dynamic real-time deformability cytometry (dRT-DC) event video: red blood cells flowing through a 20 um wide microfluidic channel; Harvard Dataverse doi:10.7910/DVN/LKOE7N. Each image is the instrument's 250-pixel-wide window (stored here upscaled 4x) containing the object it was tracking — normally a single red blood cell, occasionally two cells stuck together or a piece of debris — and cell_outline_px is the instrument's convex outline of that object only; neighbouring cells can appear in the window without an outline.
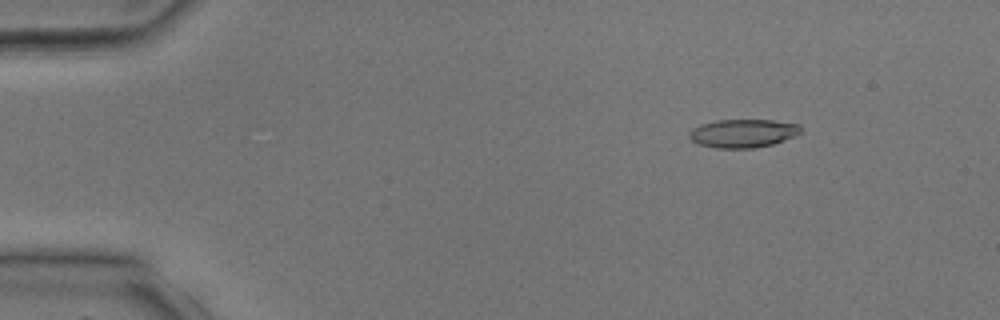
{"species": "common noctule bat (a hibernating species)", "species_latin": "Nyctalus noctula", "temperature_condition": "room temperature", "stored_images_in_passage": 3, "camera_frame_rate_fps": 3000, "um_per_image_px": 0.085, "animal": {"sex": "male", "body_mass_g": 17.9, "forearm_length_mm": 54.2}, "frame": {"image": 1, "passage_image": 1, "time_ms": 0.0, "image_size_px": [1000, 320], "cell_outline_px": [[800, 132], [796, 136], [772, 144], [752, 148], [716, 148], [700, 144], [692, 140], [688, 136], [688, 132], [692, 128], [700, 124], [716, 120], [772, 120], [800, 124]], "centroid_in_image_um": [63.14, 11.32], "position_along_channel_um": 21.9, "area_um2": 18.44}}
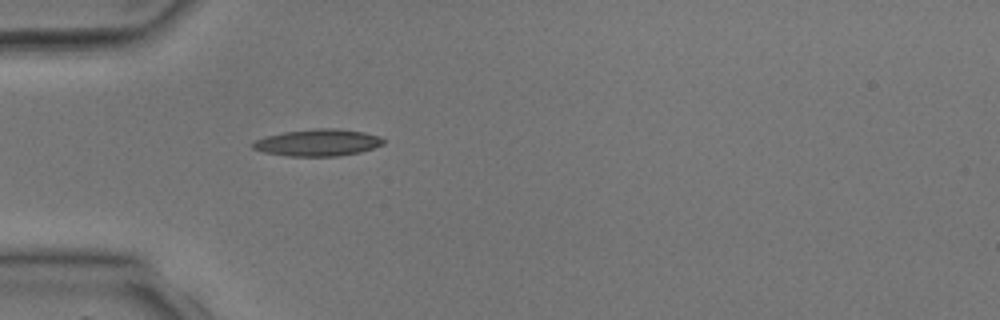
{"frame": {"image": 2, "passage_image": 3, "time_ms": 2.333, "image_size_px": [1000, 320], "cell_outline_px": [[384, 144], [360, 152], [340, 156], [288, 156], [264, 152], [252, 148], [252, 144], [256, 140], [264, 136], [284, 132], [316, 128], [336, 128], [364, 132], [380, 136], [384, 140]], "centroid_in_image_um": [27.02, 12.12], "position_along_channel_um": 58.0, "area_um2": 20.46}}